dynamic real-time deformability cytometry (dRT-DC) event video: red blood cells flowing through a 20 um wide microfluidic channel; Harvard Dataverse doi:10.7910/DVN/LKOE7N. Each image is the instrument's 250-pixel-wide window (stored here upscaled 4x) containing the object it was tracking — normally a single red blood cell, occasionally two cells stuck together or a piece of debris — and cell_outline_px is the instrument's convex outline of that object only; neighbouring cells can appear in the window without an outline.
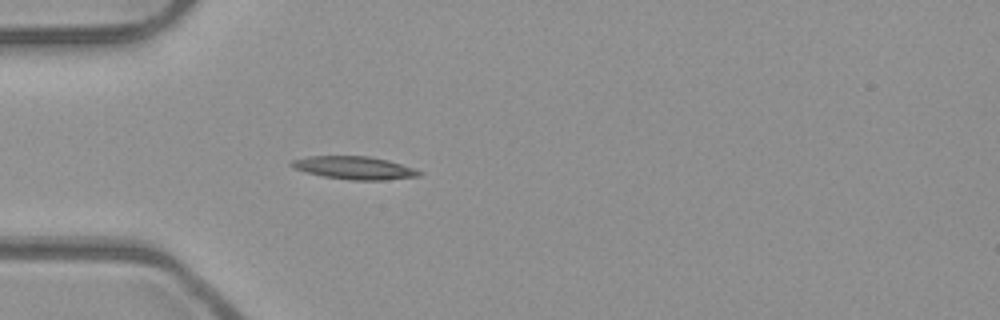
{"species": "common noctule bat (a hibernating species)", "species_latin": "Nyctalus noctula", "temperature_condition": "room temperature", "stored_images_in_passage": 44, "camera_frame_rate_fps": 3000, "um_per_image_px": 0.085, "animal": {"sex": "male", "body_mass_g": 23.1, "forearm_length_mm": 52.7}, "frame": {"image": 1, "passage_image": 7, "time_ms": 2.0, "image_size_px": [1000, 320], "cell_outline_px": [[424, 172], [420, 176], [384, 180], [352, 180], [324, 176], [308, 172], [296, 168], [288, 164], [292, 160], [308, 156], [368, 156], [388, 160]], "centroid_in_image_um": [30.14, 14.26], "position_along_channel_um": 54.9, "area_um2": 16.82}}
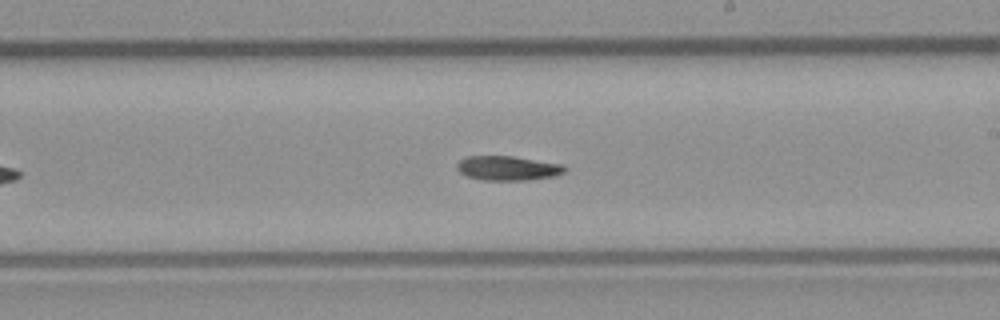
{"frame": {"image": 2, "passage_image": 22, "time_ms": 7.0, "image_size_px": [1000, 320], "cell_outline_px": [[568, 168], [564, 172], [556, 176], [528, 180], [484, 180], [468, 176], [460, 172], [456, 168], [456, 164], [464, 156], [512, 156], [564, 164]], "centroid_in_image_um": [43.19, 14.29], "position_along_channel_um": 245.8, "area_um2": 15.49}}
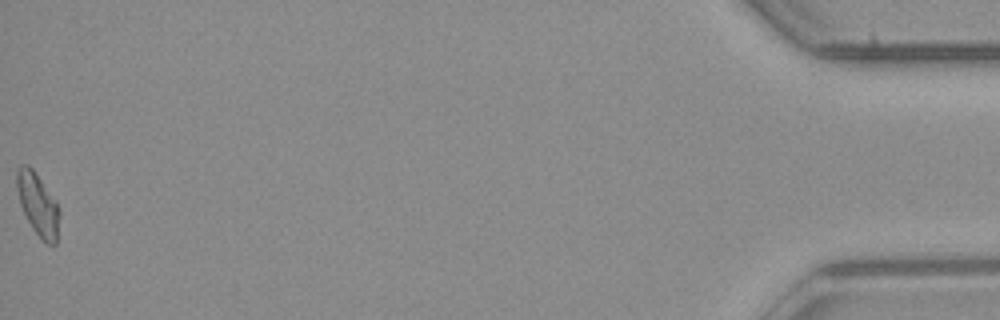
{"frame": {"image": 3, "passage_image": 44, "time_ms": 14.333, "image_size_px": [1000, 320], "cell_outline_px": [[60, 216], [56, 244], [48, 244], [32, 228], [20, 204], [16, 188], [16, 168], [20, 164], [28, 164], [32, 168], [56, 200], [60, 212]], "centroid_in_image_um": [3.21, 17.32], "position_along_channel_um": 432.0, "area_um2": 15.49}}